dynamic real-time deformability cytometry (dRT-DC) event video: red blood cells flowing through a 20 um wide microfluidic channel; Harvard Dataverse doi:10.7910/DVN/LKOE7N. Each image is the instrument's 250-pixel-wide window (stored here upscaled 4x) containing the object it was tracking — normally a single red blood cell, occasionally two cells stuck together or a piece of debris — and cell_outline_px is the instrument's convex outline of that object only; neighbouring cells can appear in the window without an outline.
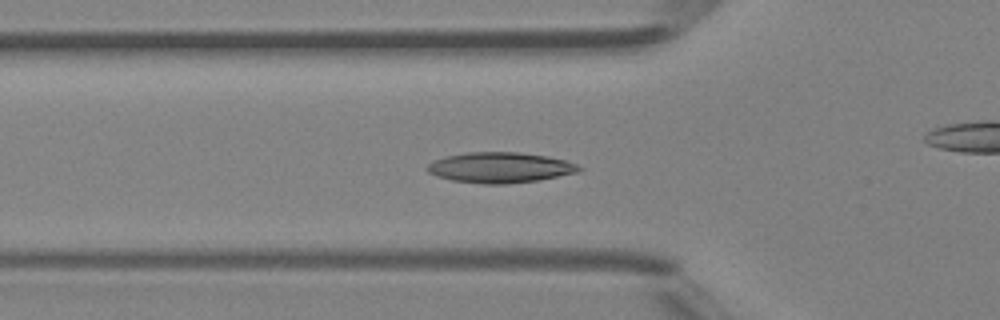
{"species": "Egyptian fruit bat (a non-hibernating species)", "species_latin": "Rousettus aegyptiacus", "temperature_condition": "room temperature", "stored_images_in_passage": 48, "camera_frame_rate_fps": 3000, "um_per_image_px": 0.085, "animal": {"sex": "female"}, "frame": {"image": 1, "passage_image": 16, "time_ms": 5.0, "image_size_px": [1000, 320], "cell_outline_px": [[584, 168], [580, 172], [536, 180], [504, 184], [484, 184], [452, 180], [436, 176], [428, 172], [424, 168], [432, 160], [444, 156], [468, 152], [520, 152], [548, 156], [564, 160], [576, 164]], "centroid_in_image_um": [42.47, 14.23], "position_along_channel_um": 83.3, "area_um2": 27.11}}
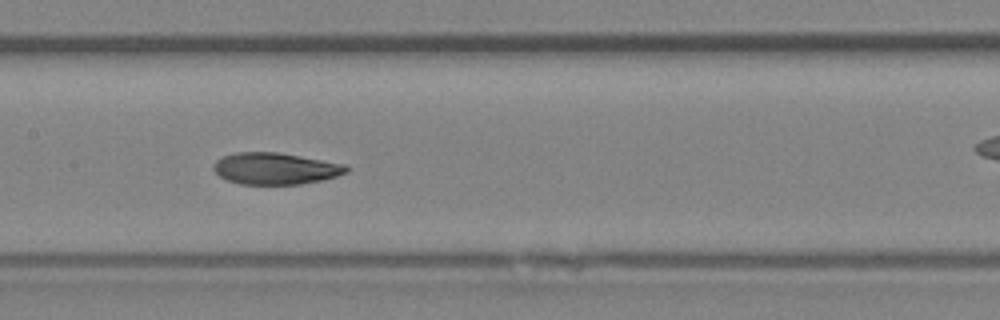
{"frame": {"image": 2, "passage_image": 23, "time_ms": 7.333, "image_size_px": [1000, 320], "cell_outline_px": [[352, 168], [348, 172], [336, 176], [320, 180], [300, 184], [240, 184], [228, 180], [220, 176], [212, 168], [216, 160], [224, 156], [236, 152], [280, 152], [348, 164]], "centroid_in_image_um": [23.46, 14.31], "position_along_channel_um": 183.9, "area_um2": 24.68}}
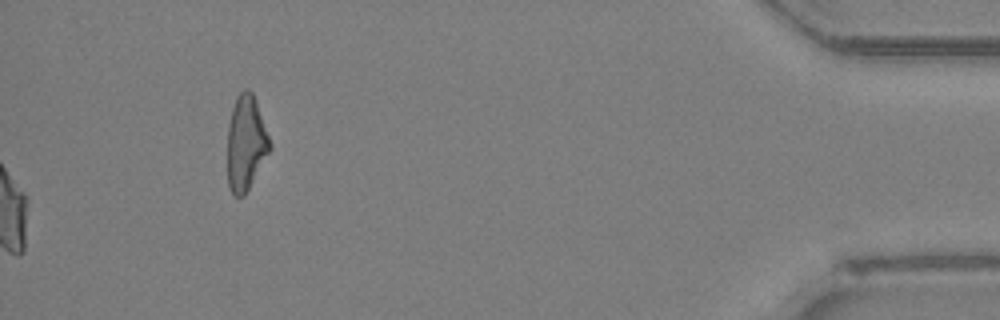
{"frame": {"image": 3, "passage_image": 48, "time_ms": 15.667, "image_size_px": [1000, 320], "cell_outline_px": [[272, 148], [244, 196], [236, 196], [232, 192], [228, 184], [228, 124], [232, 108], [236, 96], [244, 88], [248, 88], [252, 92], [272, 144]], "centroid_in_image_um": [20.9, 12.14], "position_along_channel_um": 414.3, "area_um2": 23.35}, "authors_computed_cell_mechanics": {"area_um2": 25.2008, "velocity_mm_per_s": 4.3277, "shape_relaxation_time_tau1_ms": 7.4624, "shape_relaxation_time_tau2_ms": 1.8584, "deformation_change_tau1": 0.1893, "deformation_change_tau2": 0.0752}}